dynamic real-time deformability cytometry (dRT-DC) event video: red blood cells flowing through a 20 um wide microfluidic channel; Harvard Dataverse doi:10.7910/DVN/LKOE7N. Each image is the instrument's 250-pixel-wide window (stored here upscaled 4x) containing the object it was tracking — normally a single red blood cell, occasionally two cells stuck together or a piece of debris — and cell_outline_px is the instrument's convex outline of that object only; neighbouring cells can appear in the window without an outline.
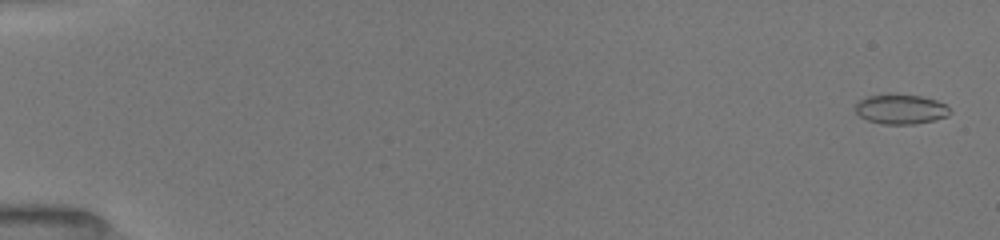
{"species": "common noctule bat (a hibernating species)", "species_latin": "Nyctalus noctula", "temperature_condition": "room temperature", "stored_images_in_passage": 5, "camera_frame_rate_fps": 3000, "um_per_image_px": 0.085, "animal": {"sex": "female", "body_mass_g": 19.5, "forearm_length_mm": 54.1}, "frame": {"image": 1, "passage_image": 1, "time_ms": 0.0, "image_size_px": [1000, 240], "cell_outline_px": [[952, 112], [948, 116], [916, 124], [884, 124], [868, 120], [860, 116], [856, 112], [856, 104], [860, 100], [868, 96], [888, 92], [920, 96], [936, 100], [944, 104]], "centroid_in_image_um": [76.55, 9.26], "position_along_channel_um": 8.4, "area_um2": 16.53}}
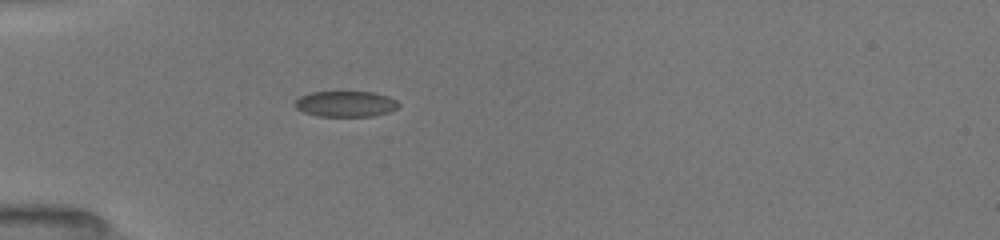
{"frame": {"image": 2, "passage_image": 5, "time_ms": 5.0, "image_size_px": [1000, 240], "cell_outline_px": [[400, 104], [396, 108], [388, 112], [372, 116], [316, 116], [304, 112], [296, 108], [292, 104], [300, 96], [312, 92], [376, 92], [388, 96], [396, 100]], "centroid_in_image_um": [29.36, 8.83], "position_along_channel_um": 55.6, "area_um2": 15.61}}